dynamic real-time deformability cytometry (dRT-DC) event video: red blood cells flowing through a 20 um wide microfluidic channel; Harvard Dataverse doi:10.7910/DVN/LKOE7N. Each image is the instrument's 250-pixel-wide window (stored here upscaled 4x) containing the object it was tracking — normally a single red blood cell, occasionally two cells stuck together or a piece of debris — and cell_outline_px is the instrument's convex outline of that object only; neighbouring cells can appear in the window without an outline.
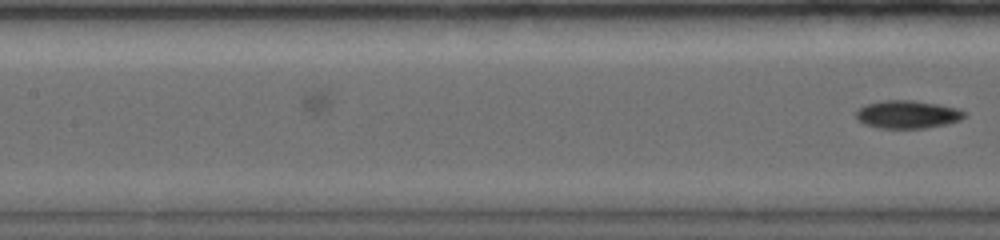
{"species": "common noctule bat (a hibernating species)", "species_latin": "Nyctalus noctula", "temperature_condition": "warm", "stored_images_in_passage": 10, "camera_frame_rate_fps": 5000, "um_per_image_px": 0.085, "animal": {"sex": "female", "body_mass_g": 19.0, "forearm_length_mm": 56.7}, "frame": {"image": 1, "passage_image": 10, "time_ms": 1.8, "image_size_px": [1000, 240], "cell_outline_px": [[964, 116], [960, 120], [944, 124], [924, 128], [880, 128], [864, 124], [856, 120], [856, 112], [864, 104], [880, 100], [912, 100], [936, 104], [956, 108], [964, 112]], "centroid_in_image_um": [77.06, 9.72], "position_along_channel_um": 130.3, "area_um2": 17.51}}